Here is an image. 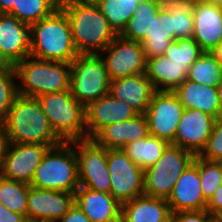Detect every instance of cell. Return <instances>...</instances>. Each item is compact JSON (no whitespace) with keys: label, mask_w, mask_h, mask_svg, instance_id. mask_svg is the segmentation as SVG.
Segmentation results:
<instances>
[{"label":"cell","mask_w":222,"mask_h":222,"mask_svg":"<svg viewBox=\"0 0 222 222\" xmlns=\"http://www.w3.org/2000/svg\"><path fill=\"white\" fill-rule=\"evenodd\" d=\"M161 7L160 4L151 0H142L120 36L127 40L141 42L146 37Z\"/></svg>","instance_id":"28"},{"label":"cell","mask_w":222,"mask_h":222,"mask_svg":"<svg viewBox=\"0 0 222 222\" xmlns=\"http://www.w3.org/2000/svg\"><path fill=\"white\" fill-rule=\"evenodd\" d=\"M194 157L192 152L170 144L159 160L144 170V195L167 199Z\"/></svg>","instance_id":"8"},{"label":"cell","mask_w":222,"mask_h":222,"mask_svg":"<svg viewBox=\"0 0 222 222\" xmlns=\"http://www.w3.org/2000/svg\"><path fill=\"white\" fill-rule=\"evenodd\" d=\"M196 0H171L164 7L171 14L172 31H175V40L193 38V12Z\"/></svg>","instance_id":"29"},{"label":"cell","mask_w":222,"mask_h":222,"mask_svg":"<svg viewBox=\"0 0 222 222\" xmlns=\"http://www.w3.org/2000/svg\"><path fill=\"white\" fill-rule=\"evenodd\" d=\"M184 109L201 110L220 118V104L217 87L203 85L201 83L184 80L174 91Z\"/></svg>","instance_id":"25"},{"label":"cell","mask_w":222,"mask_h":222,"mask_svg":"<svg viewBox=\"0 0 222 222\" xmlns=\"http://www.w3.org/2000/svg\"><path fill=\"white\" fill-rule=\"evenodd\" d=\"M142 0H107L98 5L107 18L110 27L117 35L126 27L128 21Z\"/></svg>","instance_id":"31"},{"label":"cell","mask_w":222,"mask_h":222,"mask_svg":"<svg viewBox=\"0 0 222 222\" xmlns=\"http://www.w3.org/2000/svg\"><path fill=\"white\" fill-rule=\"evenodd\" d=\"M198 156L204 160L222 162V117L215 119L207 144Z\"/></svg>","instance_id":"37"},{"label":"cell","mask_w":222,"mask_h":222,"mask_svg":"<svg viewBox=\"0 0 222 222\" xmlns=\"http://www.w3.org/2000/svg\"><path fill=\"white\" fill-rule=\"evenodd\" d=\"M7 144H8V142H7V136L5 133V129H4L2 122L0 121V170L2 167L4 153H5V149H6Z\"/></svg>","instance_id":"42"},{"label":"cell","mask_w":222,"mask_h":222,"mask_svg":"<svg viewBox=\"0 0 222 222\" xmlns=\"http://www.w3.org/2000/svg\"><path fill=\"white\" fill-rule=\"evenodd\" d=\"M49 148L37 143H8L0 175L30 185L36 168Z\"/></svg>","instance_id":"13"},{"label":"cell","mask_w":222,"mask_h":222,"mask_svg":"<svg viewBox=\"0 0 222 222\" xmlns=\"http://www.w3.org/2000/svg\"><path fill=\"white\" fill-rule=\"evenodd\" d=\"M153 2H156L158 4H160L161 6H165L166 4H168L171 0H151Z\"/></svg>","instance_id":"50"},{"label":"cell","mask_w":222,"mask_h":222,"mask_svg":"<svg viewBox=\"0 0 222 222\" xmlns=\"http://www.w3.org/2000/svg\"><path fill=\"white\" fill-rule=\"evenodd\" d=\"M74 193L46 190L29 185L27 222H57L73 206Z\"/></svg>","instance_id":"14"},{"label":"cell","mask_w":222,"mask_h":222,"mask_svg":"<svg viewBox=\"0 0 222 222\" xmlns=\"http://www.w3.org/2000/svg\"><path fill=\"white\" fill-rule=\"evenodd\" d=\"M70 91L87 107L109 94L110 78L100 54H79L71 63Z\"/></svg>","instance_id":"7"},{"label":"cell","mask_w":222,"mask_h":222,"mask_svg":"<svg viewBox=\"0 0 222 222\" xmlns=\"http://www.w3.org/2000/svg\"><path fill=\"white\" fill-rule=\"evenodd\" d=\"M14 68L0 69V121L7 115L19 96Z\"/></svg>","instance_id":"36"},{"label":"cell","mask_w":222,"mask_h":222,"mask_svg":"<svg viewBox=\"0 0 222 222\" xmlns=\"http://www.w3.org/2000/svg\"><path fill=\"white\" fill-rule=\"evenodd\" d=\"M169 145L170 143L163 139L148 135L127 144L123 150L136 165L145 170L159 160Z\"/></svg>","instance_id":"27"},{"label":"cell","mask_w":222,"mask_h":222,"mask_svg":"<svg viewBox=\"0 0 222 222\" xmlns=\"http://www.w3.org/2000/svg\"><path fill=\"white\" fill-rule=\"evenodd\" d=\"M207 222H222V215H212L207 211Z\"/></svg>","instance_id":"47"},{"label":"cell","mask_w":222,"mask_h":222,"mask_svg":"<svg viewBox=\"0 0 222 222\" xmlns=\"http://www.w3.org/2000/svg\"><path fill=\"white\" fill-rule=\"evenodd\" d=\"M171 215L165 198L142 195L121 205L120 222H170Z\"/></svg>","instance_id":"23"},{"label":"cell","mask_w":222,"mask_h":222,"mask_svg":"<svg viewBox=\"0 0 222 222\" xmlns=\"http://www.w3.org/2000/svg\"><path fill=\"white\" fill-rule=\"evenodd\" d=\"M196 2L222 7V0H196Z\"/></svg>","instance_id":"48"},{"label":"cell","mask_w":222,"mask_h":222,"mask_svg":"<svg viewBox=\"0 0 222 222\" xmlns=\"http://www.w3.org/2000/svg\"><path fill=\"white\" fill-rule=\"evenodd\" d=\"M222 79V67L214 55L204 51L189 68L187 80L217 87Z\"/></svg>","instance_id":"30"},{"label":"cell","mask_w":222,"mask_h":222,"mask_svg":"<svg viewBox=\"0 0 222 222\" xmlns=\"http://www.w3.org/2000/svg\"><path fill=\"white\" fill-rule=\"evenodd\" d=\"M198 170L203 196L209 201L222 185V162L208 161L198 156Z\"/></svg>","instance_id":"34"},{"label":"cell","mask_w":222,"mask_h":222,"mask_svg":"<svg viewBox=\"0 0 222 222\" xmlns=\"http://www.w3.org/2000/svg\"><path fill=\"white\" fill-rule=\"evenodd\" d=\"M0 222H27L23 215L15 213L0 203Z\"/></svg>","instance_id":"41"},{"label":"cell","mask_w":222,"mask_h":222,"mask_svg":"<svg viewBox=\"0 0 222 222\" xmlns=\"http://www.w3.org/2000/svg\"><path fill=\"white\" fill-rule=\"evenodd\" d=\"M171 220L172 222H207V210L174 212Z\"/></svg>","instance_id":"38"},{"label":"cell","mask_w":222,"mask_h":222,"mask_svg":"<svg viewBox=\"0 0 222 222\" xmlns=\"http://www.w3.org/2000/svg\"><path fill=\"white\" fill-rule=\"evenodd\" d=\"M74 203L91 222H120L121 204L111 193L79 186L74 192Z\"/></svg>","instance_id":"20"},{"label":"cell","mask_w":222,"mask_h":222,"mask_svg":"<svg viewBox=\"0 0 222 222\" xmlns=\"http://www.w3.org/2000/svg\"><path fill=\"white\" fill-rule=\"evenodd\" d=\"M60 6V0H18L9 15L31 25L50 16Z\"/></svg>","instance_id":"33"},{"label":"cell","mask_w":222,"mask_h":222,"mask_svg":"<svg viewBox=\"0 0 222 222\" xmlns=\"http://www.w3.org/2000/svg\"><path fill=\"white\" fill-rule=\"evenodd\" d=\"M215 118L201 110L184 109L172 145L199 155L212 132Z\"/></svg>","instance_id":"16"},{"label":"cell","mask_w":222,"mask_h":222,"mask_svg":"<svg viewBox=\"0 0 222 222\" xmlns=\"http://www.w3.org/2000/svg\"><path fill=\"white\" fill-rule=\"evenodd\" d=\"M72 142L47 150L35 170L30 186L74 193L79 185L78 159Z\"/></svg>","instance_id":"5"},{"label":"cell","mask_w":222,"mask_h":222,"mask_svg":"<svg viewBox=\"0 0 222 222\" xmlns=\"http://www.w3.org/2000/svg\"><path fill=\"white\" fill-rule=\"evenodd\" d=\"M193 18V39L210 52L222 42V7L197 2Z\"/></svg>","instance_id":"22"},{"label":"cell","mask_w":222,"mask_h":222,"mask_svg":"<svg viewBox=\"0 0 222 222\" xmlns=\"http://www.w3.org/2000/svg\"><path fill=\"white\" fill-rule=\"evenodd\" d=\"M30 56L49 61L71 63L78 55L69 19L59 7L50 16L31 24Z\"/></svg>","instance_id":"3"},{"label":"cell","mask_w":222,"mask_h":222,"mask_svg":"<svg viewBox=\"0 0 222 222\" xmlns=\"http://www.w3.org/2000/svg\"><path fill=\"white\" fill-rule=\"evenodd\" d=\"M1 122L8 143H37L51 148L63 142L53 131L37 98L19 95Z\"/></svg>","instance_id":"2"},{"label":"cell","mask_w":222,"mask_h":222,"mask_svg":"<svg viewBox=\"0 0 222 222\" xmlns=\"http://www.w3.org/2000/svg\"><path fill=\"white\" fill-rule=\"evenodd\" d=\"M148 135L146 116L138 114L132 119L104 126L91 139L107 149H123L127 144Z\"/></svg>","instance_id":"19"},{"label":"cell","mask_w":222,"mask_h":222,"mask_svg":"<svg viewBox=\"0 0 222 222\" xmlns=\"http://www.w3.org/2000/svg\"><path fill=\"white\" fill-rule=\"evenodd\" d=\"M222 67V42L210 51Z\"/></svg>","instance_id":"44"},{"label":"cell","mask_w":222,"mask_h":222,"mask_svg":"<svg viewBox=\"0 0 222 222\" xmlns=\"http://www.w3.org/2000/svg\"><path fill=\"white\" fill-rule=\"evenodd\" d=\"M190 66L178 65L164 55L147 58L146 76L155 91L174 92L187 79Z\"/></svg>","instance_id":"24"},{"label":"cell","mask_w":222,"mask_h":222,"mask_svg":"<svg viewBox=\"0 0 222 222\" xmlns=\"http://www.w3.org/2000/svg\"><path fill=\"white\" fill-rule=\"evenodd\" d=\"M55 134L63 142L87 139L86 107L73 97L70 89L37 97Z\"/></svg>","instance_id":"6"},{"label":"cell","mask_w":222,"mask_h":222,"mask_svg":"<svg viewBox=\"0 0 222 222\" xmlns=\"http://www.w3.org/2000/svg\"><path fill=\"white\" fill-rule=\"evenodd\" d=\"M171 213L206 210L207 200L201 190L198 170V155L177 179L171 194L166 199Z\"/></svg>","instance_id":"15"},{"label":"cell","mask_w":222,"mask_h":222,"mask_svg":"<svg viewBox=\"0 0 222 222\" xmlns=\"http://www.w3.org/2000/svg\"><path fill=\"white\" fill-rule=\"evenodd\" d=\"M172 41H175V31H172L171 14L162 6L141 41L146 59L164 55Z\"/></svg>","instance_id":"26"},{"label":"cell","mask_w":222,"mask_h":222,"mask_svg":"<svg viewBox=\"0 0 222 222\" xmlns=\"http://www.w3.org/2000/svg\"><path fill=\"white\" fill-rule=\"evenodd\" d=\"M100 56L110 80L146 73L147 59L141 42L127 40L117 35Z\"/></svg>","instance_id":"11"},{"label":"cell","mask_w":222,"mask_h":222,"mask_svg":"<svg viewBox=\"0 0 222 222\" xmlns=\"http://www.w3.org/2000/svg\"><path fill=\"white\" fill-rule=\"evenodd\" d=\"M218 99L220 104V117H222V79L217 85Z\"/></svg>","instance_id":"46"},{"label":"cell","mask_w":222,"mask_h":222,"mask_svg":"<svg viewBox=\"0 0 222 222\" xmlns=\"http://www.w3.org/2000/svg\"><path fill=\"white\" fill-rule=\"evenodd\" d=\"M203 52L200 45L193 38H183L172 41L164 56L178 65L187 64L191 66Z\"/></svg>","instance_id":"35"},{"label":"cell","mask_w":222,"mask_h":222,"mask_svg":"<svg viewBox=\"0 0 222 222\" xmlns=\"http://www.w3.org/2000/svg\"><path fill=\"white\" fill-rule=\"evenodd\" d=\"M154 92L155 89L146 74L110 80L109 93L131 106L138 114L146 112Z\"/></svg>","instance_id":"21"},{"label":"cell","mask_w":222,"mask_h":222,"mask_svg":"<svg viewBox=\"0 0 222 222\" xmlns=\"http://www.w3.org/2000/svg\"><path fill=\"white\" fill-rule=\"evenodd\" d=\"M183 111L184 108L174 92L155 91L144 113L149 135L172 144Z\"/></svg>","instance_id":"12"},{"label":"cell","mask_w":222,"mask_h":222,"mask_svg":"<svg viewBox=\"0 0 222 222\" xmlns=\"http://www.w3.org/2000/svg\"><path fill=\"white\" fill-rule=\"evenodd\" d=\"M81 1L86 4L98 6L99 4H101L102 2H105L107 0H81Z\"/></svg>","instance_id":"49"},{"label":"cell","mask_w":222,"mask_h":222,"mask_svg":"<svg viewBox=\"0 0 222 222\" xmlns=\"http://www.w3.org/2000/svg\"><path fill=\"white\" fill-rule=\"evenodd\" d=\"M206 210L212 215H222V185L207 202Z\"/></svg>","instance_id":"40"},{"label":"cell","mask_w":222,"mask_h":222,"mask_svg":"<svg viewBox=\"0 0 222 222\" xmlns=\"http://www.w3.org/2000/svg\"><path fill=\"white\" fill-rule=\"evenodd\" d=\"M29 184L0 175V203L26 218Z\"/></svg>","instance_id":"32"},{"label":"cell","mask_w":222,"mask_h":222,"mask_svg":"<svg viewBox=\"0 0 222 222\" xmlns=\"http://www.w3.org/2000/svg\"><path fill=\"white\" fill-rule=\"evenodd\" d=\"M78 159L79 185L88 189L110 193L111 179L108 172L107 148L92 139L71 141Z\"/></svg>","instance_id":"10"},{"label":"cell","mask_w":222,"mask_h":222,"mask_svg":"<svg viewBox=\"0 0 222 222\" xmlns=\"http://www.w3.org/2000/svg\"><path fill=\"white\" fill-rule=\"evenodd\" d=\"M137 115L131 106L117 100L110 93L101 96L86 107L87 139H91L106 125L126 121Z\"/></svg>","instance_id":"18"},{"label":"cell","mask_w":222,"mask_h":222,"mask_svg":"<svg viewBox=\"0 0 222 222\" xmlns=\"http://www.w3.org/2000/svg\"><path fill=\"white\" fill-rule=\"evenodd\" d=\"M17 2L18 0H0V14H9Z\"/></svg>","instance_id":"43"},{"label":"cell","mask_w":222,"mask_h":222,"mask_svg":"<svg viewBox=\"0 0 222 222\" xmlns=\"http://www.w3.org/2000/svg\"><path fill=\"white\" fill-rule=\"evenodd\" d=\"M79 54H100L116 37L99 7L81 0H60Z\"/></svg>","instance_id":"1"},{"label":"cell","mask_w":222,"mask_h":222,"mask_svg":"<svg viewBox=\"0 0 222 222\" xmlns=\"http://www.w3.org/2000/svg\"><path fill=\"white\" fill-rule=\"evenodd\" d=\"M91 222L85 213L74 203L58 222Z\"/></svg>","instance_id":"39"},{"label":"cell","mask_w":222,"mask_h":222,"mask_svg":"<svg viewBox=\"0 0 222 222\" xmlns=\"http://www.w3.org/2000/svg\"><path fill=\"white\" fill-rule=\"evenodd\" d=\"M20 96L37 98L70 89V63L25 57L14 65Z\"/></svg>","instance_id":"4"},{"label":"cell","mask_w":222,"mask_h":222,"mask_svg":"<svg viewBox=\"0 0 222 222\" xmlns=\"http://www.w3.org/2000/svg\"><path fill=\"white\" fill-rule=\"evenodd\" d=\"M14 68V66L5 58L0 50V69Z\"/></svg>","instance_id":"45"},{"label":"cell","mask_w":222,"mask_h":222,"mask_svg":"<svg viewBox=\"0 0 222 222\" xmlns=\"http://www.w3.org/2000/svg\"><path fill=\"white\" fill-rule=\"evenodd\" d=\"M32 27L15 16L0 14V50L14 66L30 56Z\"/></svg>","instance_id":"17"},{"label":"cell","mask_w":222,"mask_h":222,"mask_svg":"<svg viewBox=\"0 0 222 222\" xmlns=\"http://www.w3.org/2000/svg\"><path fill=\"white\" fill-rule=\"evenodd\" d=\"M110 193L122 205L144 195V170L123 149L107 150Z\"/></svg>","instance_id":"9"}]
</instances>
